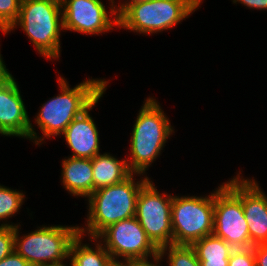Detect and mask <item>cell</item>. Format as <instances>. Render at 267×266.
Segmentation results:
<instances>
[{
	"label": "cell",
	"mask_w": 267,
	"mask_h": 266,
	"mask_svg": "<svg viewBox=\"0 0 267 266\" xmlns=\"http://www.w3.org/2000/svg\"><path fill=\"white\" fill-rule=\"evenodd\" d=\"M60 94L44 103L37 113L35 123L41 129L43 138L39 144L52 136L61 135L66 127L87 110L104 92L109 81L105 79H87L73 88L62 76H59Z\"/></svg>",
	"instance_id": "cell-1"
},
{
	"label": "cell",
	"mask_w": 267,
	"mask_h": 266,
	"mask_svg": "<svg viewBox=\"0 0 267 266\" xmlns=\"http://www.w3.org/2000/svg\"><path fill=\"white\" fill-rule=\"evenodd\" d=\"M17 225L10 223L0 225V261L14 251L15 226Z\"/></svg>",
	"instance_id": "cell-22"
},
{
	"label": "cell",
	"mask_w": 267,
	"mask_h": 266,
	"mask_svg": "<svg viewBox=\"0 0 267 266\" xmlns=\"http://www.w3.org/2000/svg\"><path fill=\"white\" fill-rule=\"evenodd\" d=\"M172 199L173 195L160 194L150 179L137 198L135 218L158 249L173 244Z\"/></svg>",
	"instance_id": "cell-8"
},
{
	"label": "cell",
	"mask_w": 267,
	"mask_h": 266,
	"mask_svg": "<svg viewBox=\"0 0 267 266\" xmlns=\"http://www.w3.org/2000/svg\"><path fill=\"white\" fill-rule=\"evenodd\" d=\"M132 173L124 181L94 191L88 199L89 214L85 228L79 227V233L96 238L108 226L135 217L137 198L141 187L149 180L147 176L134 181Z\"/></svg>",
	"instance_id": "cell-2"
},
{
	"label": "cell",
	"mask_w": 267,
	"mask_h": 266,
	"mask_svg": "<svg viewBox=\"0 0 267 266\" xmlns=\"http://www.w3.org/2000/svg\"><path fill=\"white\" fill-rule=\"evenodd\" d=\"M25 195L0 185V220L11 218L23 205Z\"/></svg>",
	"instance_id": "cell-20"
},
{
	"label": "cell",
	"mask_w": 267,
	"mask_h": 266,
	"mask_svg": "<svg viewBox=\"0 0 267 266\" xmlns=\"http://www.w3.org/2000/svg\"><path fill=\"white\" fill-rule=\"evenodd\" d=\"M0 266H32L21 255L13 251L0 261Z\"/></svg>",
	"instance_id": "cell-24"
},
{
	"label": "cell",
	"mask_w": 267,
	"mask_h": 266,
	"mask_svg": "<svg viewBox=\"0 0 267 266\" xmlns=\"http://www.w3.org/2000/svg\"><path fill=\"white\" fill-rule=\"evenodd\" d=\"M141 1H148V0H126L123 3L120 2L121 5H119L117 7L115 6L116 15L119 16L128 6H130L134 3H137V2H141Z\"/></svg>",
	"instance_id": "cell-29"
},
{
	"label": "cell",
	"mask_w": 267,
	"mask_h": 266,
	"mask_svg": "<svg viewBox=\"0 0 267 266\" xmlns=\"http://www.w3.org/2000/svg\"><path fill=\"white\" fill-rule=\"evenodd\" d=\"M133 266H160V265H159V260H157V261H153V263L152 262H150V263H135Z\"/></svg>",
	"instance_id": "cell-31"
},
{
	"label": "cell",
	"mask_w": 267,
	"mask_h": 266,
	"mask_svg": "<svg viewBox=\"0 0 267 266\" xmlns=\"http://www.w3.org/2000/svg\"><path fill=\"white\" fill-rule=\"evenodd\" d=\"M20 93L13 76L0 86V131L5 136L29 138L39 145V136L30 123Z\"/></svg>",
	"instance_id": "cell-13"
},
{
	"label": "cell",
	"mask_w": 267,
	"mask_h": 266,
	"mask_svg": "<svg viewBox=\"0 0 267 266\" xmlns=\"http://www.w3.org/2000/svg\"><path fill=\"white\" fill-rule=\"evenodd\" d=\"M215 191L211 195L174 196L172 199L173 244L192 245L213 234Z\"/></svg>",
	"instance_id": "cell-6"
},
{
	"label": "cell",
	"mask_w": 267,
	"mask_h": 266,
	"mask_svg": "<svg viewBox=\"0 0 267 266\" xmlns=\"http://www.w3.org/2000/svg\"><path fill=\"white\" fill-rule=\"evenodd\" d=\"M18 25L44 58L56 60L60 56L61 4L51 0H22L19 17L7 33Z\"/></svg>",
	"instance_id": "cell-4"
},
{
	"label": "cell",
	"mask_w": 267,
	"mask_h": 266,
	"mask_svg": "<svg viewBox=\"0 0 267 266\" xmlns=\"http://www.w3.org/2000/svg\"><path fill=\"white\" fill-rule=\"evenodd\" d=\"M102 96L103 94L87 110L78 115L61 134L72 150L70 157L92 159L100 153L98 129L89 111Z\"/></svg>",
	"instance_id": "cell-14"
},
{
	"label": "cell",
	"mask_w": 267,
	"mask_h": 266,
	"mask_svg": "<svg viewBox=\"0 0 267 266\" xmlns=\"http://www.w3.org/2000/svg\"><path fill=\"white\" fill-rule=\"evenodd\" d=\"M164 255H167L169 266H201L196 252L191 245L171 244L161 247L159 249V262L162 261Z\"/></svg>",
	"instance_id": "cell-19"
},
{
	"label": "cell",
	"mask_w": 267,
	"mask_h": 266,
	"mask_svg": "<svg viewBox=\"0 0 267 266\" xmlns=\"http://www.w3.org/2000/svg\"><path fill=\"white\" fill-rule=\"evenodd\" d=\"M183 3H185L193 12L196 11V8L198 9V7L201 5L200 3H202V0H179Z\"/></svg>",
	"instance_id": "cell-30"
},
{
	"label": "cell",
	"mask_w": 267,
	"mask_h": 266,
	"mask_svg": "<svg viewBox=\"0 0 267 266\" xmlns=\"http://www.w3.org/2000/svg\"><path fill=\"white\" fill-rule=\"evenodd\" d=\"M256 266H267V243H260L253 246Z\"/></svg>",
	"instance_id": "cell-25"
},
{
	"label": "cell",
	"mask_w": 267,
	"mask_h": 266,
	"mask_svg": "<svg viewBox=\"0 0 267 266\" xmlns=\"http://www.w3.org/2000/svg\"><path fill=\"white\" fill-rule=\"evenodd\" d=\"M65 263H56V264H47V265H39V266H66ZM68 266V265H67ZM71 266V265H70Z\"/></svg>",
	"instance_id": "cell-32"
},
{
	"label": "cell",
	"mask_w": 267,
	"mask_h": 266,
	"mask_svg": "<svg viewBox=\"0 0 267 266\" xmlns=\"http://www.w3.org/2000/svg\"><path fill=\"white\" fill-rule=\"evenodd\" d=\"M12 77V74L8 72L6 65L3 62L2 56L0 54V86L8 81Z\"/></svg>",
	"instance_id": "cell-27"
},
{
	"label": "cell",
	"mask_w": 267,
	"mask_h": 266,
	"mask_svg": "<svg viewBox=\"0 0 267 266\" xmlns=\"http://www.w3.org/2000/svg\"><path fill=\"white\" fill-rule=\"evenodd\" d=\"M96 241L95 249L89 244H83V235L78 234L71 242L69 249V265L71 266H105L111 255L104 248L102 241L97 238H90ZM98 241V243H97ZM82 244V245H81Z\"/></svg>",
	"instance_id": "cell-18"
},
{
	"label": "cell",
	"mask_w": 267,
	"mask_h": 266,
	"mask_svg": "<svg viewBox=\"0 0 267 266\" xmlns=\"http://www.w3.org/2000/svg\"><path fill=\"white\" fill-rule=\"evenodd\" d=\"M22 0H0V29L3 34L7 32L16 23Z\"/></svg>",
	"instance_id": "cell-21"
},
{
	"label": "cell",
	"mask_w": 267,
	"mask_h": 266,
	"mask_svg": "<svg viewBox=\"0 0 267 266\" xmlns=\"http://www.w3.org/2000/svg\"><path fill=\"white\" fill-rule=\"evenodd\" d=\"M236 177L224 184L241 200L253 245L267 243V196L255 179Z\"/></svg>",
	"instance_id": "cell-12"
},
{
	"label": "cell",
	"mask_w": 267,
	"mask_h": 266,
	"mask_svg": "<svg viewBox=\"0 0 267 266\" xmlns=\"http://www.w3.org/2000/svg\"><path fill=\"white\" fill-rule=\"evenodd\" d=\"M201 266H228L231 245L214 234L207 235L191 245Z\"/></svg>",
	"instance_id": "cell-17"
},
{
	"label": "cell",
	"mask_w": 267,
	"mask_h": 266,
	"mask_svg": "<svg viewBox=\"0 0 267 266\" xmlns=\"http://www.w3.org/2000/svg\"><path fill=\"white\" fill-rule=\"evenodd\" d=\"M92 168L93 192L120 183L132 174L127 164V158L120 161L110 153H98L92 158Z\"/></svg>",
	"instance_id": "cell-16"
},
{
	"label": "cell",
	"mask_w": 267,
	"mask_h": 266,
	"mask_svg": "<svg viewBox=\"0 0 267 266\" xmlns=\"http://www.w3.org/2000/svg\"><path fill=\"white\" fill-rule=\"evenodd\" d=\"M136 118L130 145V157L127 161L132 173L143 175L174 131L157 100L148 97Z\"/></svg>",
	"instance_id": "cell-3"
},
{
	"label": "cell",
	"mask_w": 267,
	"mask_h": 266,
	"mask_svg": "<svg viewBox=\"0 0 267 266\" xmlns=\"http://www.w3.org/2000/svg\"><path fill=\"white\" fill-rule=\"evenodd\" d=\"M51 1L57 2L59 4H62V2H63V0H51Z\"/></svg>",
	"instance_id": "cell-33"
},
{
	"label": "cell",
	"mask_w": 267,
	"mask_h": 266,
	"mask_svg": "<svg viewBox=\"0 0 267 266\" xmlns=\"http://www.w3.org/2000/svg\"><path fill=\"white\" fill-rule=\"evenodd\" d=\"M228 266H256L253 247L234 248L229 257Z\"/></svg>",
	"instance_id": "cell-23"
},
{
	"label": "cell",
	"mask_w": 267,
	"mask_h": 266,
	"mask_svg": "<svg viewBox=\"0 0 267 266\" xmlns=\"http://www.w3.org/2000/svg\"><path fill=\"white\" fill-rule=\"evenodd\" d=\"M193 11L179 0H148L128 6L118 16V28L152 34L169 30Z\"/></svg>",
	"instance_id": "cell-7"
},
{
	"label": "cell",
	"mask_w": 267,
	"mask_h": 266,
	"mask_svg": "<svg viewBox=\"0 0 267 266\" xmlns=\"http://www.w3.org/2000/svg\"><path fill=\"white\" fill-rule=\"evenodd\" d=\"M124 262L121 260L119 261L118 258H110L105 266H133L135 262L128 260V259H123Z\"/></svg>",
	"instance_id": "cell-28"
},
{
	"label": "cell",
	"mask_w": 267,
	"mask_h": 266,
	"mask_svg": "<svg viewBox=\"0 0 267 266\" xmlns=\"http://www.w3.org/2000/svg\"><path fill=\"white\" fill-rule=\"evenodd\" d=\"M61 6L63 30L97 35L118 27L115 5H110V14L101 0H63Z\"/></svg>",
	"instance_id": "cell-11"
},
{
	"label": "cell",
	"mask_w": 267,
	"mask_h": 266,
	"mask_svg": "<svg viewBox=\"0 0 267 266\" xmlns=\"http://www.w3.org/2000/svg\"><path fill=\"white\" fill-rule=\"evenodd\" d=\"M62 183L72 196L89 197L93 193L92 159L68 157L62 162Z\"/></svg>",
	"instance_id": "cell-15"
},
{
	"label": "cell",
	"mask_w": 267,
	"mask_h": 266,
	"mask_svg": "<svg viewBox=\"0 0 267 266\" xmlns=\"http://www.w3.org/2000/svg\"><path fill=\"white\" fill-rule=\"evenodd\" d=\"M96 238L104 240L102 244L112 258L122 257L135 263H150L148 257L154 261L159 259V249L135 217L108 226Z\"/></svg>",
	"instance_id": "cell-9"
},
{
	"label": "cell",
	"mask_w": 267,
	"mask_h": 266,
	"mask_svg": "<svg viewBox=\"0 0 267 266\" xmlns=\"http://www.w3.org/2000/svg\"><path fill=\"white\" fill-rule=\"evenodd\" d=\"M79 234V226H42L34 232L19 237L15 226L14 251L32 266L63 263L69 259L73 239Z\"/></svg>",
	"instance_id": "cell-5"
},
{
	"label": "cell",
	"mask_w": 267,
	"mask_h": 266,
	"mask_svg": "<svg viewBox=\"0 0 267 266\" xmlns=\"http://www.w3.org/2000/svg\"><path fill=\"white\" fill-rule=\"evenodd\" d=\"M213 234L233 248L254 246L242 202L224 183L215 190Z\"/></svg>",
	"instance_id": "cell-10"
},
{
	"label": "cell",
	"mask_w": 267,
	"mask_h": 266,
	"mask_svg": "<svg viewBox=\"0 0 267 266\" xmlns=\"http://www.w3.org/2000/svg\"><path fill=\"white\" fill-rule=\"evenodd\" d=\"M237 2L244 4L246 7L250 9H260L266 10L267 9V0H233V3Z\"/></svg>",
	"instance_id": "cell-26"
}]
</instances>
